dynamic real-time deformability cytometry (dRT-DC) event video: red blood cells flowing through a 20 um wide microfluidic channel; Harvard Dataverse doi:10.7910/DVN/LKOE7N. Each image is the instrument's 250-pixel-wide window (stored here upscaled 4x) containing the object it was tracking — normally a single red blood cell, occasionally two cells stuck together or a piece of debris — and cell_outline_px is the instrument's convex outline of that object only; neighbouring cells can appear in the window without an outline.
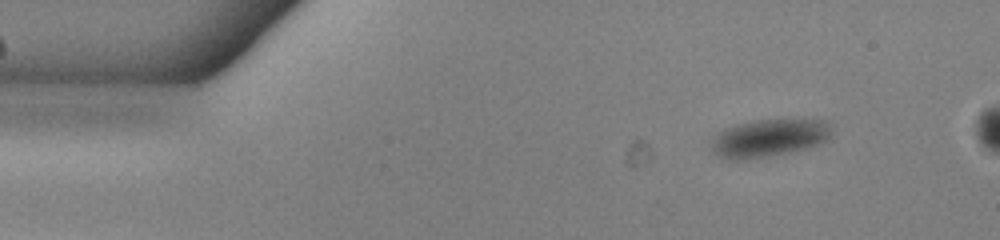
{"species": "common noctule bat (a hibernating species)", "species_latin": "Nyctalus noctula", "temperature_condition": "warm", "stored_images_in_passage": 49, "camera_frame_rate_fps": 3000, "um_per_image_px": 0.085, "animal": {"sex": "male", "body_mass_g": 13.0, "forearm_length_mm": 53.1}, "frame": {"image": 1, "passage_image": 1, "time_ms": 0.0, "image_size_px": [1000, 240], "cell_outline_px": [[828, 140], [804, 148], [788, 152], [768, 156], [736, 160], [728, 160], [716, 156], [712, 148], [712, 136], [716, 132], [724, 128], [736, 124], [756, 120], [828, 120]], "centroid_in_image_um": [65.25, 11.73], "position_along_channel_um": 19.7, "area_um2": 26.07}}
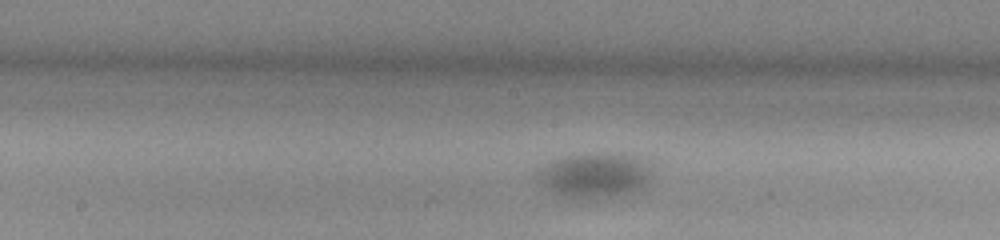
{"frame": {"image": 2, "passage_image": 22, "time_ms": 7.0, "image_size_px": [1000, 240], "cell_outline_px": [[652, 168], [648, 180], [644, 188], [616, 196], [588, 200], [584, 200], [556, 196], [540, 184], [536, 176], [536, 168], [552, 160], [564, 156], [604, 152], [620, 152], [648, 156], [652, 164]], "centroid_in_image_um": [50.58, 14.87], "position_along_channel_um": 197.6, "area_um2": 31.73}}
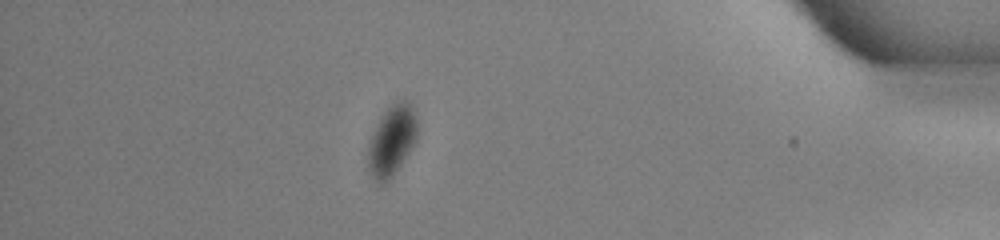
{"frame": {"image": 3, "passage_image": 42, "time_ms": 13.667, "image_size_px": [1000, 240], "cell_outline_px": [[416, 140], [392, 176], [384, 184], [380, 184], [368, 172], [368, 144], [380, 116], [396, 100], [408, 100], [412, 104], [416, 116]], "centroid_in_image_um": [33.29, 11.92], "position_along_channel_um": 401.9, "area_um2": 20.0}, "authors_computed_cell_mechanics": {"area_um2": 28.7844, "velocity_mm_per_s": 3.7633, "shape_relaxation_time_tau1_ms": 1.629, "shape_relaxation_time_tau2_ms": null, "deformation_change_tau1": 0.0632, "deformation_change_tau2": null}}